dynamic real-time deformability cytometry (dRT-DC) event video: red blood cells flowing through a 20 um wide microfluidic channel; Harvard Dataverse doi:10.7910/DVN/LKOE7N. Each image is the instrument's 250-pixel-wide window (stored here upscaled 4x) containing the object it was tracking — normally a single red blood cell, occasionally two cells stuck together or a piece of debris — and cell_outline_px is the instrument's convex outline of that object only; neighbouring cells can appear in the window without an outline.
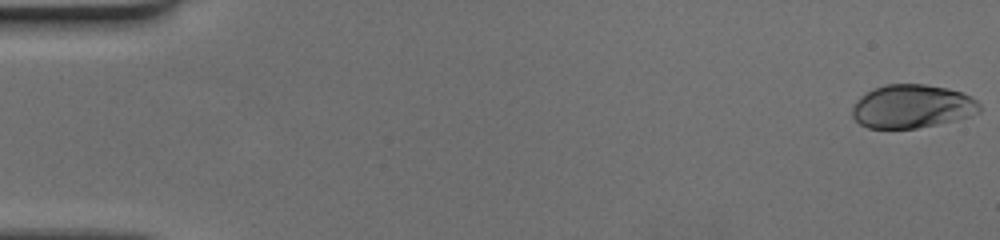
{"species": "human", "species_latin": "Homo sapiens", "temperature_condition": "cold", "stored_images_in_passage": 52, "camera_frame_rate_fps": 3000, "um_per_image_px": 0.085, "donor": {"sex": "female"}, "frame": {"image": 1, "passage_image": 1, "time_ms": 0.0, "image_size_px": [1000, 240], "cell_outline_px": [[980, 112], [968, 116], [936, 124], [916, 128], [868, 128], [860, 124], [852, 116], [852, 108], [860, 96], [872, 88], [888, 84], [924, 84], [948, 88], [972, 96], [980, 104]], "centroid_in_image_um": [77.51, 9.03], "position_along_channel_um": 7.5, "area_um2": 32.14}}
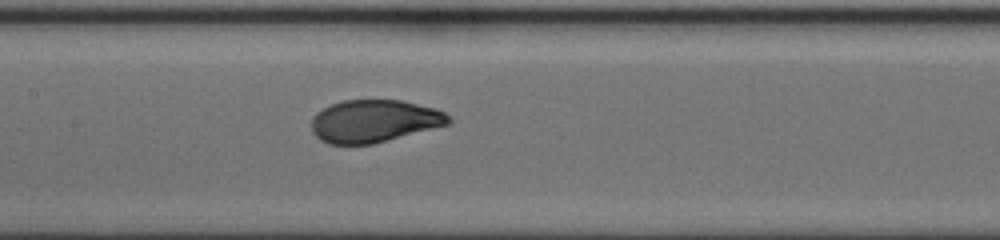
{"frame": {"image": 2, "passage_image": 26, "time_ms": 8.333, "image_size_px": [1000, 240], "cell_outline_px": [[452, 120], [448, 124], [372, 144], [328, 144], [320, 140], [312, 132], [312, 116], [316, 112], [332, 104], [344, 100], [400, 100], [436, 108], [444, 112]], "centroid_in_image_um": [31.77, 10.29], "position_along_channel_um": 175.6, "area_um2": 33.76}}
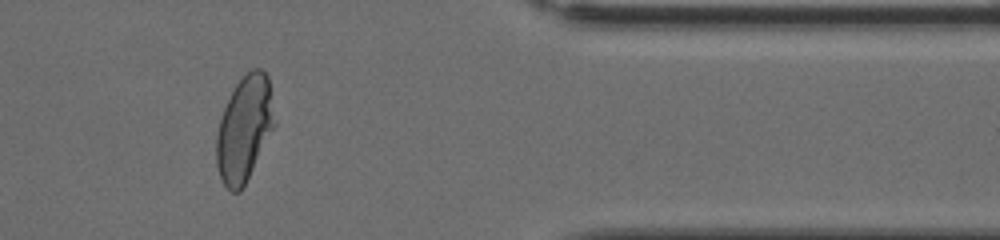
{"frame": {"image": 3, "passage_image": 44, "time_ms": 14.333, "image_size_px": [1000, 240], "cell_outline_px": [[276, 124], [240, 192], [232, 192], [224, 184], [220, 176], [216, 164], [216, 136], [220, 120], [224, 108], [236, 84], [252, 68], [260, 68], [268, 76]], "centroid_in_image_um": [20.77, 10.94], "position_along_channel_um": 390.6, "area_um2": 35.2}}